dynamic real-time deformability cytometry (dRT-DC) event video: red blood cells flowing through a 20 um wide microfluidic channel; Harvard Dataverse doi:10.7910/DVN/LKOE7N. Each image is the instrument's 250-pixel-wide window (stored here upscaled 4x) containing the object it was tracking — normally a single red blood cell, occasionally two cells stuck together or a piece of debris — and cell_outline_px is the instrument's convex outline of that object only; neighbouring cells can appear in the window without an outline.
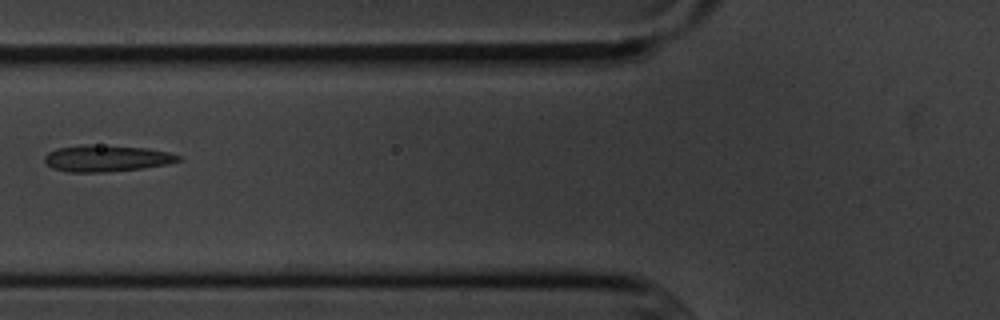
{"species": "common noctule bat (a hibernating species)", "species_latin": "Nyctalus noctula", "temperature_condition": "cold", "stored_images_in_passage": 5, "camera_frame_rate_fps": 3000, "um_per_image_px": 0.085, "animal": {"sex": "male", "body_mass_g": 20.1, "forearm_length_mm": 53.5}, "frame": {"image": 1, "passage_image": 4, "time_ms": 3.667, "image_size_px": [1000, 320], "cell_outline_px": [[184, 156], [180, 160], [164, 164], [140, 168], [104, 172], [68, 172], [52, 168], [44, 160], [44, 156], [48, 152], [56, 148], [84, 144], [88, 144], [148, 148], [168, 152]], "centroid_in_image_um": [9.02, 13.45], "position_along_channel_um": 116.8, "area_um2": 20.58}}
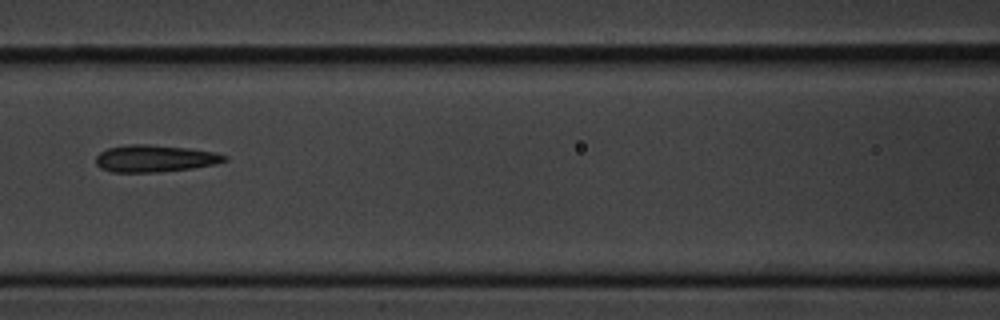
{"frame": {"image": 2, "passage_image": 5, "time_ms": 4.667, "image_size_px": [1000, 320], "cell_outline_px": [[228, 160], [216, 164], [192, 168], [156, 172], [112, 172], [100, 168], [96, 164], [96, 156], [100, 152], [108, 148], [128, 144], [148, 144], [188, 148], [216, 152], [228, 156]], "centroid_in_image_um": [13.17, 13.47], "position_along_channel_um": 153.4, "area_um2": 20.35}}